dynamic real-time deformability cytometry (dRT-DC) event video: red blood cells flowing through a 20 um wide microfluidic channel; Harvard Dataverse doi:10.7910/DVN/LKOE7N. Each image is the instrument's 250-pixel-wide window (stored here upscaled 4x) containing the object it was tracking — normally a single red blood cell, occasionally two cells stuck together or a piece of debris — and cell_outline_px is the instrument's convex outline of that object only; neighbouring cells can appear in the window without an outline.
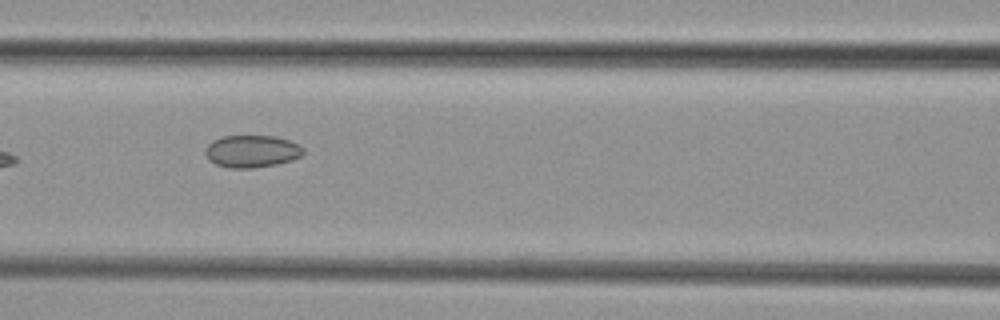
{"species": "common noctule bat (a hibernating species)", "species_latin": "Nyctalus noctula", "temperature_condition": "cold", "stored_images_in_passage": 13, "camera_frame_rate_fps": 3000, "um_per_image_px": 0.085, "animal": {"sex": "female", "body_mass_g": 29.2, "forearm_length_mm": 56.3}, "frame": {"image": 1, "passage_image": 6, "time_ms": 7.333, "image_size_px": [1000, 320], "cell_outline_px": [[304, 152], [300, 156], [292, 160], [276, 164], [252, 168], [228, 168], [216, 164], [208, 160], [204, 152], [208, 144], [212, 140], [224, 136], [276, 136], [288, 140], [304, 148]], "centroid_in_image_um": [21.37, 12.86], "position_along_channel_um": 145.2, "area_um2": 18.44}}
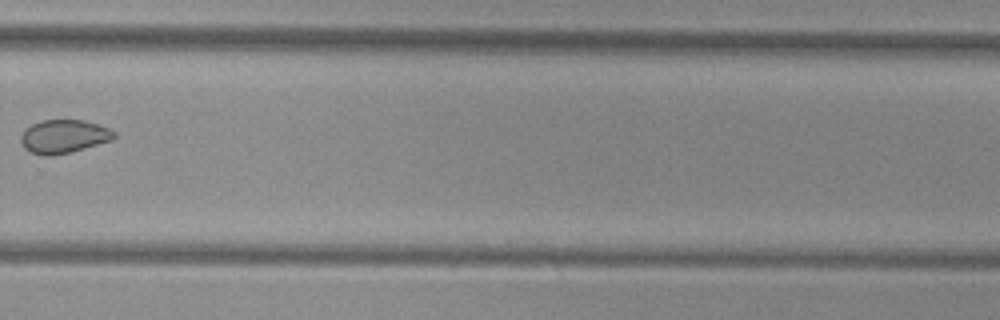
{"frame": {"image": 2, "passage_image": 10, "time_ms": 12.0, "image_size_px": [1000, 320], "cell_outline_px": [[116, 136], [112, 140], [72, 152], [48, 156], [44, 156], [28, 152], [24, 148], [20, 140], [20, 136], [24, 128], [40, 120], [84, 120], [100, 124], [116, 132]], "centroid_in_image_um": [5.4, 11.6], "position_along_channel_um": 324.4, "area_um2": 18.5}}
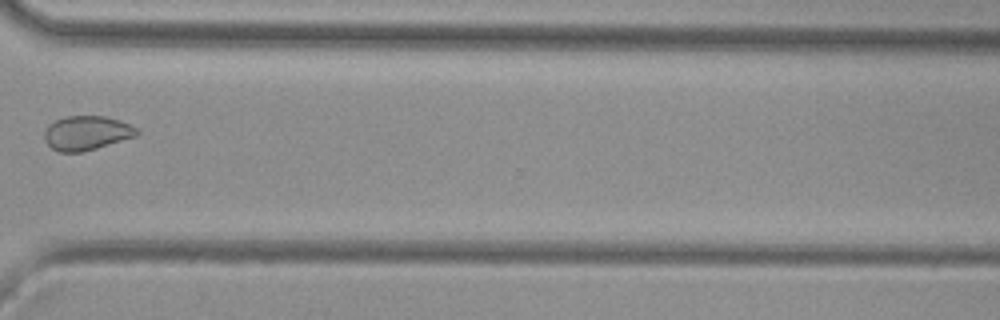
{"frame": {"image": 3, "passage_image": 11, "time_ms": 13.0, "image_size_px": [1000, 320], "cell_outline_px": [[140, 132], [136, 136], [84, 152], [60, 152], [52, 148], [44, 140], [44, 132], [48, 124], [56, 120], [68, 116], [104, 116], [128, 124], [136, 128]], "centroid_in_image_um": [7.33, 11.31], "position_along_channel_um": 363.3, "area_um2": 18.32}, "authors_computed_cell_mechanics": {"area_um2": 21.5594, "velocity_mm_per_s": 3.8411, "shape_relaxation_time_tau1_ms": 5.1206, "shape_relaxation_time_tau2_ms": null, "deformation_change_tau1": 0.0702, "deformation_change_tau2": null}}